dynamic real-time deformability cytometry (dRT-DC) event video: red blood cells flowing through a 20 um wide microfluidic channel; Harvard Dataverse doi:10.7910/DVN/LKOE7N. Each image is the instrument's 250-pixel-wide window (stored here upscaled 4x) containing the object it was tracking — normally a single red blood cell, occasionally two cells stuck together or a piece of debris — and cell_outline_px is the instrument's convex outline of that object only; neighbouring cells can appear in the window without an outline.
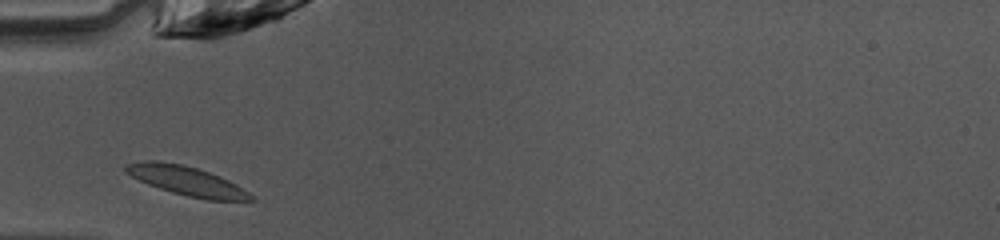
{"species": "common noctule bat (a hibernating species)", "species_latin": "Nyctalus noctula", "temperature_condition": "warm", "stored_images_in_passage": 26, "camera_frame_rate_fps": 3000, "um_per_image_px": 0.085, "animal": {"sex": "female", "body_mass_g": 10.0, "forearm_length_mm": 53.1}, "frame": {"image": 1, "passage_image": 1, "time_ms": 0.0, "image_size_px": [1000, 240], "cell_outline_px": [[256, 200], [208, 200], [188, 196], [172, 192], [148, 184], [124, 172], [124, 168], [128, 164], [144, 160], [156, 160], [184, 164], [220, 176], [236, 184], [248, 192]], "centroid_in_image_um": [15.85, 15.36], "position_along_channel_um": 69.1, "area_um2": 21.04}}
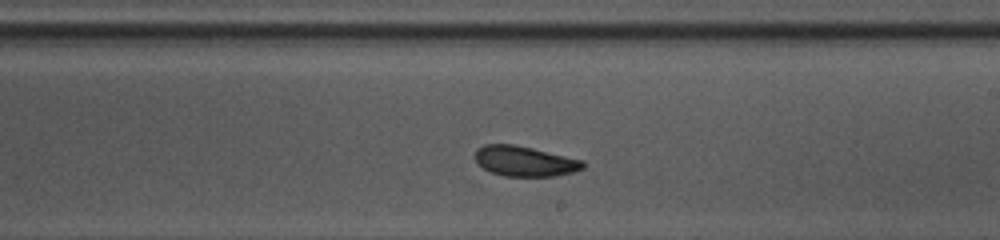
{"frame": {"image": 2, "passage_image": 14, "time_ms": 4.333, "image_size_px": [1000, 240], "cell_outline_px": [[584, 168], [572, 172], [556, 176], [504, 176], [492, 172], [476, 164], [476, 148], [484, 144], [512, 144], [532, 148], [584, 160]], "centroid_in_image_um": [44.59, 13.7], "position_along_channel_um": 244.4, "area_um2": 18.96}}
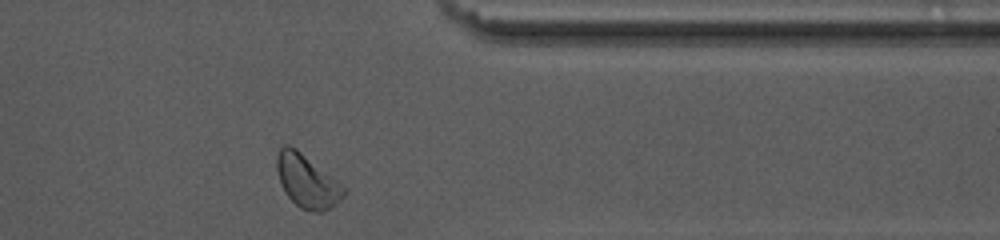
{"frame": {"image": 3, "passage_image": 25, "time_ms": 8.0, "image_size_px": [1000, 240], "cell_outline_px": [[348, 188], [344, 196], [332, 208], [324, 212], [316, 212], [300, 208], [284, 192], [280, 184], [276, 168], [276, 156], [280, 148], [284, 144], [288, 144], [296, 148]], "centroid_in_image_um": [26.11, 15.4], "position_along_channel_um": 385.3, "area_um2": 21.04}, "authors_computed_cell_mechanics": {"area_um2": 19.3341, "velocity_mm_per_s": 4.0409, "shape_relaxation_time_tau1_ms": 1.7648, "shape_relaxation_time_tau2_ms": 2.3442, "deformation_change_tau1": 0.0796, "deformation_change_tau2": 0.0715}}